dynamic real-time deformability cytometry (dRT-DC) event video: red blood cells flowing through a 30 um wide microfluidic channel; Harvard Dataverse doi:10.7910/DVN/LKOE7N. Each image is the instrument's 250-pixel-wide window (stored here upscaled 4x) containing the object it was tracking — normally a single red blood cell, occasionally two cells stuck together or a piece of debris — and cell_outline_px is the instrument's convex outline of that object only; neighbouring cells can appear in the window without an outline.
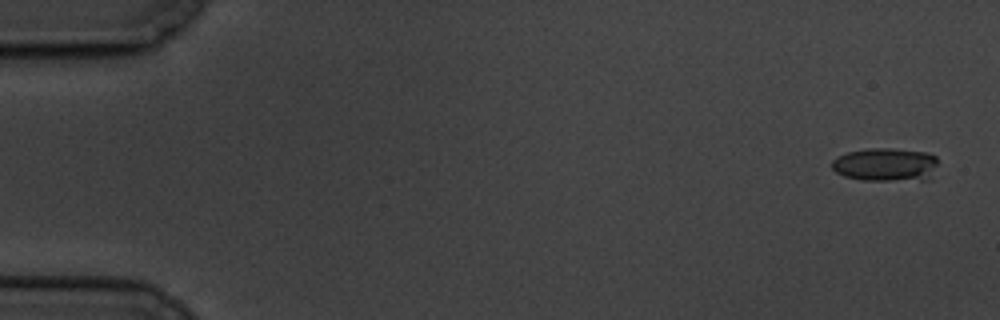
{"species": "common noctule bat (a hibernating species)", "species_latin": "Nyctalus noctula", "temperature_condition": "cold", "stored_images_in_passage": 6, "camera_frame_rate_fps": 3000, "um_per_image_px": 0.085, "animal": {"sex": "male", "body_mass_g": 19.5, "forearm_length_mm": 54.6}, "frame": {"image": 1, "passage_image": 1, "time_ms": 0.0, "image_size_px": [1000, 320], "cell_outline_px": [[936, 164], [928, 180], [860, 180], [844, 176], [836, 172], [832, 168], [832, 160], [848, 152], [868, 148], [892, 148], [928, 152], [936, 156]], "centroid_in_image_um": [75.27, 13.99], "position_along_channel_um": 9.7, "area_um2": 20.63}}
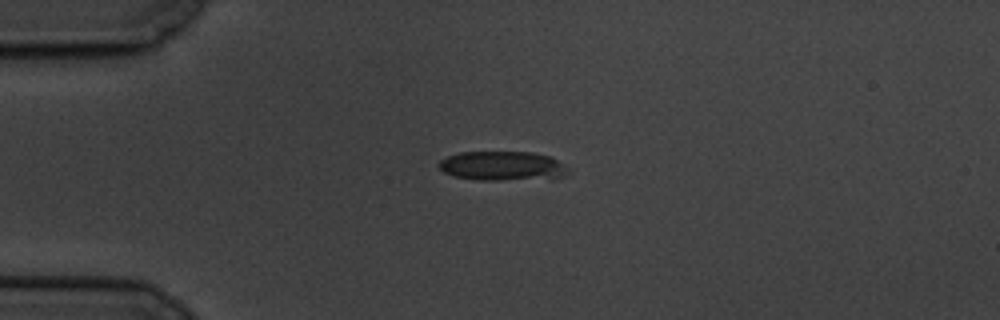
{"frame": {"image": 2, "passage_image": 5, "time_ms": 4.333, "image_size_px": [1000, 320], "cell_outline_px": [[568, 176], [552, 180], [480, 180], [452, 176], [444, 172], [436, 164], [440, 160], [448, 156], [460, 152], [532, 152], [552, 156], [568, 168]], "centroid_in_image_um": [42.78, 14.13], "position_along_channel_um": 42.2, "area_um2": 22.77}}